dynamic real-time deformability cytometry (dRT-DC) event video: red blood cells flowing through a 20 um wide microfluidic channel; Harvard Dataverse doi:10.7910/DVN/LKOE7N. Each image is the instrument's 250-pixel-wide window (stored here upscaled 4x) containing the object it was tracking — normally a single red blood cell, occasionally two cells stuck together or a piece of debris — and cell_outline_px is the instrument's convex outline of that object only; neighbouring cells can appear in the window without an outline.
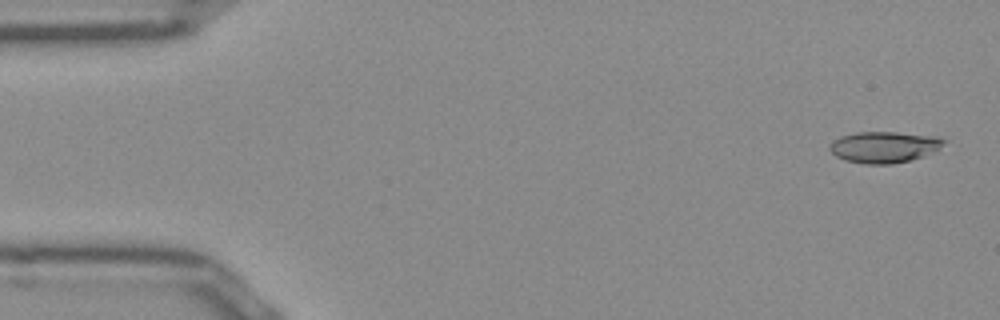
{"species": "Egyptian fruit bat (a non-hibernating species)", "species_latin": "Rousettus aegyptiacus", "temperature_condition": "room temperature", "stored_images_in_passage": 51, "camera_frame_rate_fps": 3000, "um_per_image_px": 0.085, "frame": {"image": 1, "passage_image": 2, "time_ms": 0.333, "image_size_px": [1000, 320], "cell_outline_px": [[944, 140], [936, 148], [920, 156], [908, 160], [892, 164], [864, 164], [844, 160], [836, 156], [828, 148], [828, 144], [832, 140], [840, 136], [856, 132], [896, 132], [936, 136]], "centroid_in_image_um": [75.0, 12.49], "position_along_channel_um": 10.0, "area_um2": 20.4}}
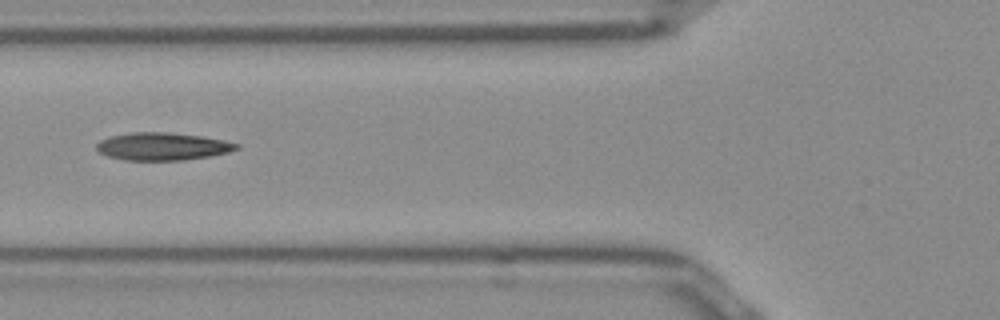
{"frame": {"image": 2, "passage_image": 19, "time_ms": 6.0, "image_size_px": [1000, 320], "cell_outline_px": [[240, 148], [228, 152], [212, 156], [184, 160], [124, 160], [108, 156], [100, 152], [96, 148], [96, 144], [100, 140], [112, 136], [132, 132], [172, 132], [200, 136], [224, 140], [240, 144]], "centroid_in_image_um": [13.84, 12.44], "position_along_channel_um": 112.0, "area_um2": 22.6}}
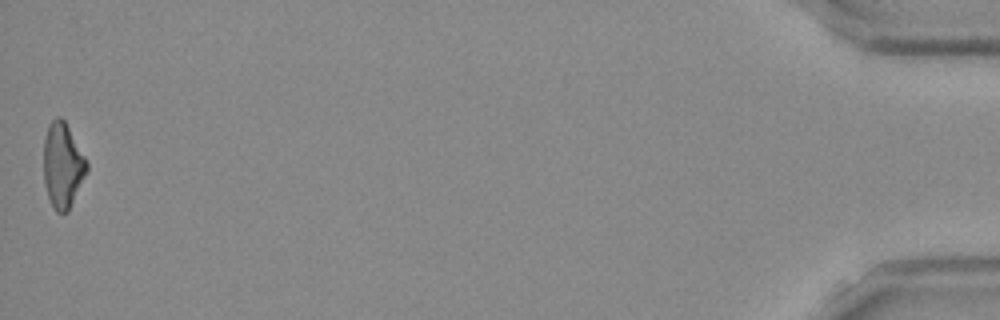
{"frame": {"image": 3, "passage_image": 51, "time_ms": 16.667, "image_size_px": [1000, 320], "cell_outline_px": [[88, 168], [68, 212], [56, 212], [48, 196], [44, 180], [44, 140], [48, 124], [56, 116], [60, 116], [64, 120], [84, 156], [88, 164]], "centroid_in_image_um": [5.31, 14.04], "position_along_channel_um": 429.9, "area_um2": 20.98}, "authors_computed_cell_mechanics": {"area_um2": 21.6172, "velocity_mm_per_s": 3.9297, "shape_relaxation_time_tau1_ms": null, "shape_relaxation_time_tau2_ms": 4.8766, "deformation_change_tau1": null, "deformation_change_tau2": 0.1474}}